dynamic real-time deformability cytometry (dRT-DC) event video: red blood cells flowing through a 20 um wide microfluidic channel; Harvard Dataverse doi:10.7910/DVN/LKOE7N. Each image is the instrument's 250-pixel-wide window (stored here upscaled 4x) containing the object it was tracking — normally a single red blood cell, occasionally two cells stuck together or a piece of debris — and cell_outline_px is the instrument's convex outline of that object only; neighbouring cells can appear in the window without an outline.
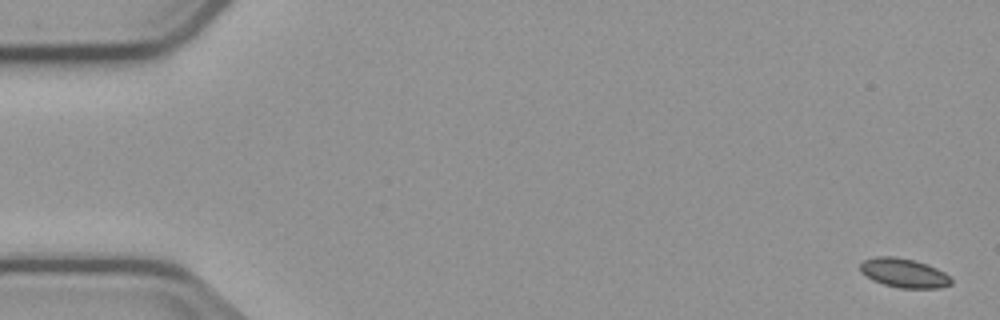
{"species": "common noctule bat (a hibernating species)", "species_latin": "Nyctalus noctula", "temperature_condition": "cold", "stored_images_in_passage": 5, "camera_frame_rate_fps": 3000, "um_per_image_px": 0.085, "animal": {"sex": "male", "body_mass_g": 23.1, "forearm_length_mm": 52.7}, "frame": {"image": 1, "passage_image": 1, "time_ms": 0.0, "image_size_px": [1000, 320], "cell_outline_px": [[952, 284], [940, 288], [900, 288], [884, 284], [872, 280], [860, 272], [860, 264], [864, 260], [876, 256], [892, 256], [912, 260], [928, 264], [944, 272], [952, 280]], "centroid_in_image_um": [76.82, 23.21], "position_along_channel_um": 8.2, "area_um2": 15.43}}
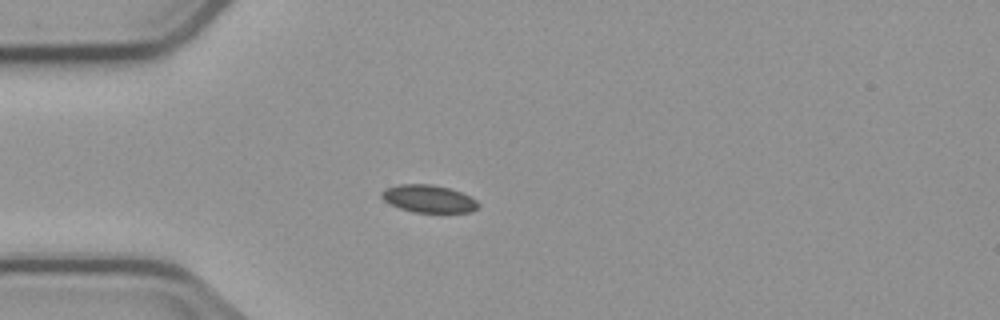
{"frame": {"image": 2, "passage_image": 4, "time_ms": 4.667, "image_size_px": [1000, 320], "cell_outline_px": [[480, 204], [472, 212], [412, 212], [388, 204], [380, 196], [380, 192], [384, 188], [396, 184], [432, 184], [448, 188], [460, 192], [476, 200]], "centroid_in_image_um": [36.36, 16.89], "position_along_channel_um": 48.6, "area_um2": 15.61}}